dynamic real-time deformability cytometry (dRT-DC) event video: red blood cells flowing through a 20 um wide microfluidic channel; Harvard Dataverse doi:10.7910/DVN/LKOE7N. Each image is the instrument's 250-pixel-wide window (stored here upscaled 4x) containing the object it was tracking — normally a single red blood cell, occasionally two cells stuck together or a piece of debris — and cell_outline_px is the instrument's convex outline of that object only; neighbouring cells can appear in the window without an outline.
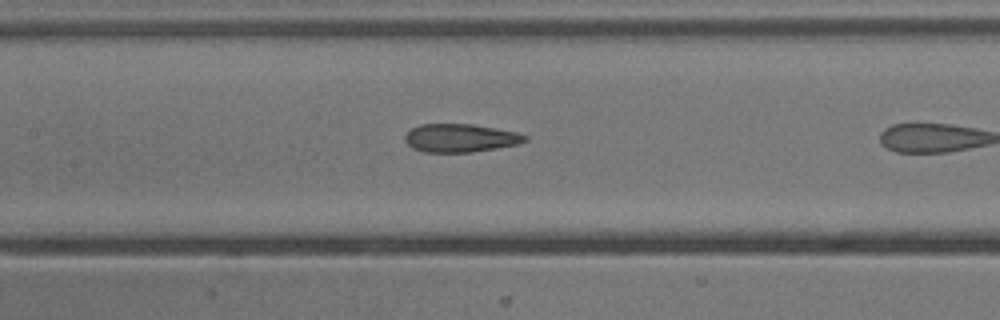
{"species": "common noctule bat (a hibernating species)", "species_latin": "Nyctalus noctula", "temperature_condition": "cold", "stored_images_in_passage": 11, "camera_frame_rate_fps": 3000, "um_per_image_px": 0.085, "animal": {"sex": "male", "body_mass_g": 13.3}, "frame": {"image": 1, "passage_image": 10, "time_ms": 3.0, "image_size_px": [1000, 320], "cell_outline_px": [[528, 140], [516, 144], [468, 152], [424, 152], [412, 148], [404, 140], [404, 136], [412, 128], [420, 124], [472, 124], [496, 128], [516, 132], [528, 136]], "centroid_in_image_um": [39.09, 11.72], "position_along_channel_um": 168.3, "area_um2": 19.54}}